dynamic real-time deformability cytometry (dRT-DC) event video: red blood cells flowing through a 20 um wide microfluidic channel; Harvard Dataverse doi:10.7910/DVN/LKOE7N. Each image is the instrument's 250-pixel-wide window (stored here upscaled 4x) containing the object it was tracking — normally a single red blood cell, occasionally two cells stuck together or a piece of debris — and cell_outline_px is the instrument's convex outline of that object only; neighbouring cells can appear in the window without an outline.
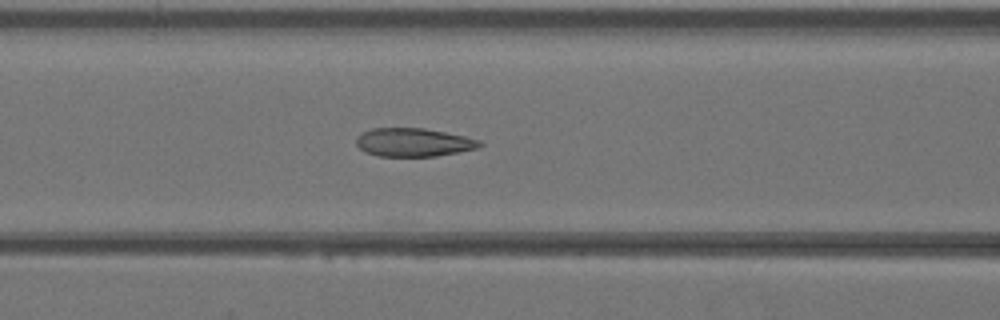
{"species": "Egyptian fruit bat (a non-hibernating species)", "species_latin": "Rousettus aegyptiacus", "temperature_condition": "warm", "stored_images_in_passage": 33, "camera_frame_rate_fps": 3000, "um_per_image_px": 0.085, "animal": {"sex": "female"}, "frame": {"image": 1, "passage_image": 8, "time_ms": 2.333, "image_size_px": [1000, 320], "cell_outline_px": [[484, 144], [476, 148], [436, 156], [376, 156], [364, 152], [356, 144], [356, 136], [360, 132], [372, 128], [424, 128], [464, 136], [480, 140]], "centroid_in_image_um": [35.09, 12.09], "position_along_channel_um": 131.5, "area_um2": 20.46}}
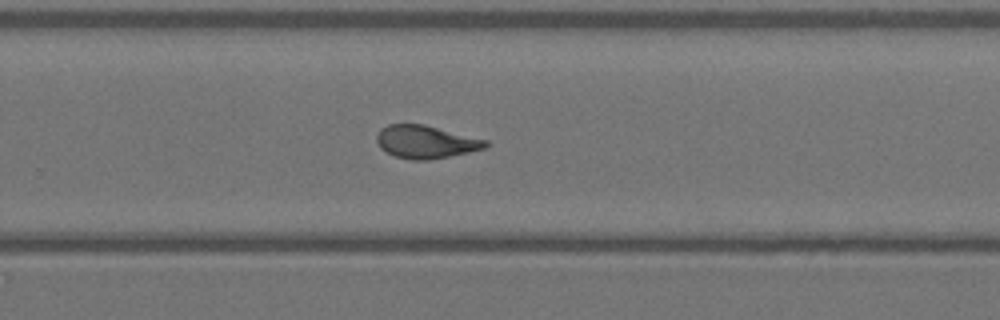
{"frame": {"image": 2, "passage_image": 18, "time_ms": 5.667, "image_size_px": [1000, 320], "cell_outline_px": [[488, 144], [484, 148], [468, 152], [428, 160], [412, 160], [396, 156], [380, 148], [376, 140], [376, 136], [380, 128], [388, 124], [424, 124], [488, 140]], "centroid_in_image_um": [36.17, 12.04], "position_along_channel_um": 293.6, "area_um2": 20.75}}
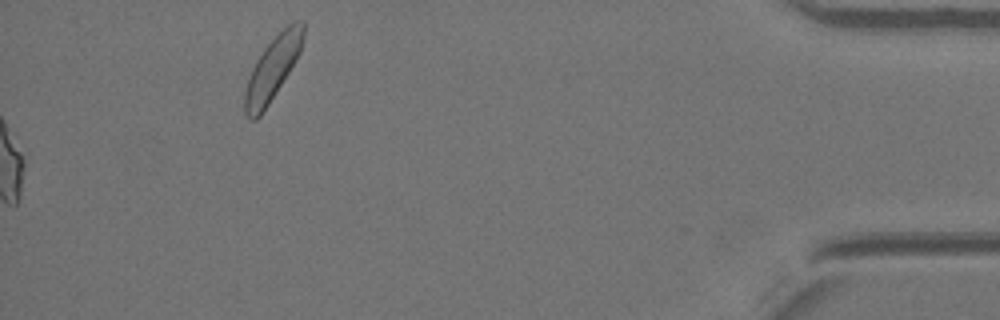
{"frame": {"image": 3, "passage_image": 33, "time_ms": 10.667, "image_size_px": [1000, 320], "cell_outline_px": [[304, 36], [300, 52], [288, 72], [268, 104], [260, 116], [256, 120], [248, 120], [244, 112], [244, 92], [252, 68], [256, 60], [264, 48], [288, 24], [296, 20], [304, 20]], "centroid_in_image_um": [23.15, 5.83], "position_along_channel_um": 412.1, "area_um2": 21.15}}